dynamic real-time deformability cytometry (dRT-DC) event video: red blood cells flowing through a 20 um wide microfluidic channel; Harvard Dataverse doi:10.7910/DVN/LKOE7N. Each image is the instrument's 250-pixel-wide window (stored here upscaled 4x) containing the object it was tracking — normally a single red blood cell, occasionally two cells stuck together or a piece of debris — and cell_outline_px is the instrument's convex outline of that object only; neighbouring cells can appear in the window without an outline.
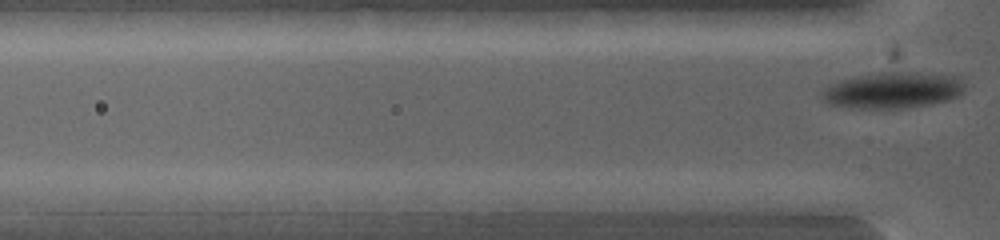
{"species": "common noctule bat (a hibernating species)", "species_latin": "Nyctalus noctula", "temperature_condition": "warm", "stored_images_in_passage": 4, "camera_frame_rate_fps": 5000, "um_per_image_px": 0.085, "animal": {"sex": "female", "body_mass_g": 19.0, "forearm_length_mm": 53.3}, "frame": {"image": 1, "passage_image": 4, "time_ms": 0.6, "image_size_px": [1000, 240], "cell_outline_px": [[964, 88], [956, 96], [948, 100], [932, 104], [900, 108], [864, 108], [828, 104], [824, 92], [832, 84], [844, 80], [860, 76], [892, 72], [904, 72], [956, 80]], "centroid_in_image_um": [75.82, 7.72], "position_along_channel_um": 50.0, "area_um2": 27.8}}